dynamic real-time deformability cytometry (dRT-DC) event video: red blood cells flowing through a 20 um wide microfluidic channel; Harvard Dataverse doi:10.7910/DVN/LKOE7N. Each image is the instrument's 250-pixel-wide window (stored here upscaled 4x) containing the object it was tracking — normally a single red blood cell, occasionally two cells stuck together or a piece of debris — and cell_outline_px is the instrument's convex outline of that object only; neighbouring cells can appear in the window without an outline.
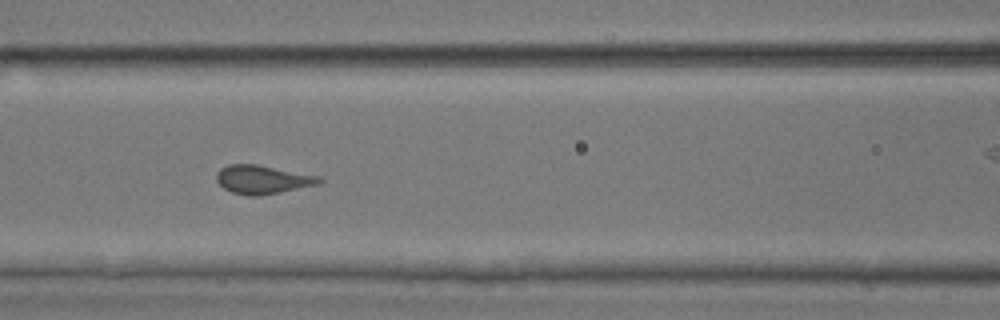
{"species": "common noctule bat (a hibernating species)", "species_latin": "Nyctalus noctula", "temperature_condition": "room temperature", "stored_images_in_passage": 7, "camera_frame_rate_fps": 3000, "um_per_image_px": 0.085, "animal": {"sex": "male", "body_mass_g": 17.9, "forearm_length_mm": 54.2}, "frame": {"image": 1, "passage_image": 4, "time_ms": 1.0, "image_size_px": [1000, 320], "cell_outline_px": [[324, 180], [320, 184], [260, 196], [248, 196], [232, 192], [224, 188], [216, 180], [216, 172], [220, 168], [228, 164], [256, 164], [320, 176]], "centroid_in_image_um": [22.32, 15.26], "position_along_channel_um": 144.3, "area_um2": 17.22}}
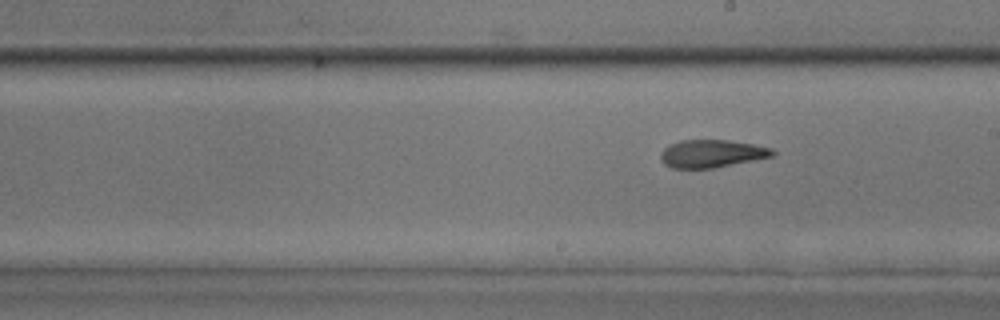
{"frame": {"image": 2, "passage_image": 7, "time_ms": 2.0, "image_size_px": [1000, 320], "cell_outline_px": [[776, 152], [772, 156], [712, 168], [672, 168], [664, 164], [660, 160], [660, 152], [668, 144], [680, 140], [728, 140], [752, 144], [772, 148]], "centroid_in_image_um": [60.43, 13.05], "position_along_channel_um": 228.6, "area_um2": 18.03}}